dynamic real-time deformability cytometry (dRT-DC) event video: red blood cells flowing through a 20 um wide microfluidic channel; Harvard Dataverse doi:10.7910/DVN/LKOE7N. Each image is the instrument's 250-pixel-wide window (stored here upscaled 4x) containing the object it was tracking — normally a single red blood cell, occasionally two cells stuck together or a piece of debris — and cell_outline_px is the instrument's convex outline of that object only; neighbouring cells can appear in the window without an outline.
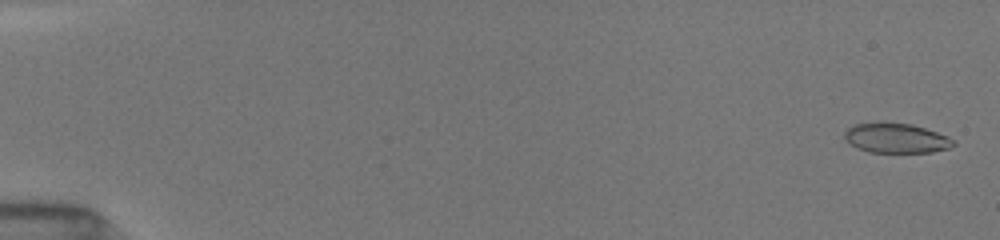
{"species": "common noctule bat (a hibernating species)", "species_latin": "Nyctalus noctula", "temperature_condition": "room temperature", "stored_images_in_passage": 23, "camera_frame_rate_fps": 3000, "um_per_image_px": 0.085, "animal": {"sex": "female", "body_mass_g": 19.5, "forearm_length_mm": 54.1}, "frame": {"image": 1, "passage_image": 2, "time_ms": 0.333, "image_size_px": [1000, 240], "cell_outline_px": [[956, 144], [948, 148], [932, 152], [868, 152], [856, 148], [844, 140], [844, 132], [852, 124], [884, 120], [912, 124], [948, 136]], "centroid_in_image_um": [76.09, 11.71], "position_along_channel_um": 8.9, "area_um2": 19.36}}
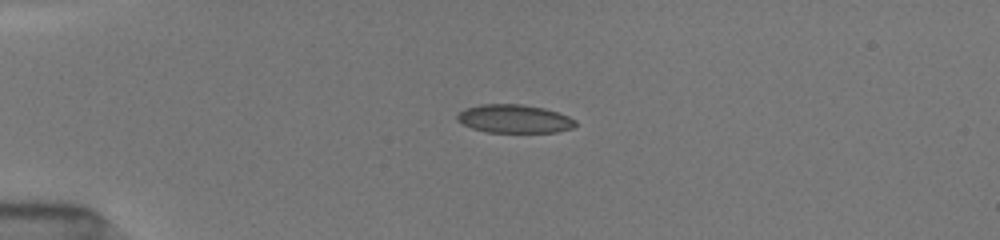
{"frame": {"image": 2, "passage_image": 16, "time_ms": 4.333, "image_size_px": [1000, 240], "cell_outline_px": [[576, 124], [572, 128], [556, 132], [488, 132], [472, 128], [456, 120], [456, 116], [464, 108], [480, 104], [520, 104], [544, 108], [568, 116], [576, 120]], "centroid_in_image_um": [43.7, 10.09], "position_along_channel_um": 41.3, "area_um2": 19.48}}